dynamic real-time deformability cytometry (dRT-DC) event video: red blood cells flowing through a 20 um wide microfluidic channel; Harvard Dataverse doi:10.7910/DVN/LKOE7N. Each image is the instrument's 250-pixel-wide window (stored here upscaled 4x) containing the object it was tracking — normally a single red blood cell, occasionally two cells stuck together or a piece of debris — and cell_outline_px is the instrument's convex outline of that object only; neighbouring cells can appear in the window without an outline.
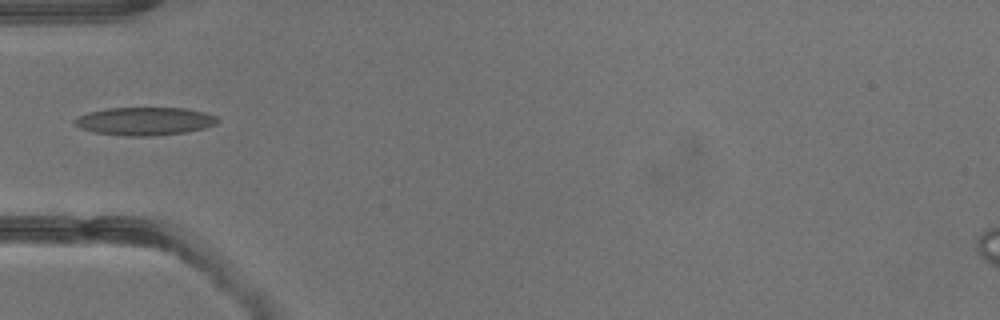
{"species": "common noctule bat (a hibernating species)", "species_latin": "Nyctalus noctula", "temperature_condition": "warm", "stored_images_in_passage": 2, "camera_frame_rate_fps": 3000, "um_per_image_px": 0.085, "animal": {"sex": "male", "body_mass_g": 13.3}, "frame": {"image": 1, "passage_image": 2, "time_ms": 1.0, "image_size_px": [1000, 320], "cell_outline_px": [[220, 120], [216, 124], [204, 128], [184, 132], [152, 136], [124, 136], [92, 132], [80, 128], [72, 120], [88, 112], [108, 108], [184, 108], [204, 112], [216, 116]], "centroid_in_image_um": [12.29, 10.3], "position_along_channel_um": 72.7, "area_um2": 23.35}}